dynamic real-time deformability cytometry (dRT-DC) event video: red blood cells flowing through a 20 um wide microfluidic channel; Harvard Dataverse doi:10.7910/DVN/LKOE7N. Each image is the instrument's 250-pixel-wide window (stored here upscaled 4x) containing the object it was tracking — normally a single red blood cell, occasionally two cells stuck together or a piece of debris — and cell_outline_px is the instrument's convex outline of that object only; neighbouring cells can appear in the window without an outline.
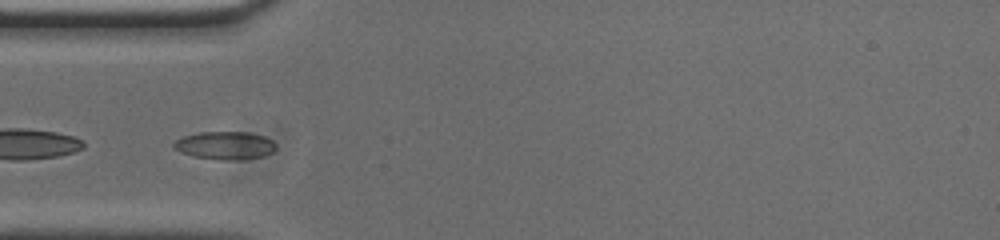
{"species": "common noctule bat (a hibernating species)", "species_latin": "Nyctalus noctula", "temperature_condition": "cold", "stored_images_in_passage": 51, "segment_of_instrument_passage": [2, 2], "camera_frame_rate_fps": 3000, "um_per_image_px": 0.085, "animal": {"sex": "male", "body_mass_g": 20.0, "forearm_length_mm": 53.3}, "frame": {"image": 1, "passage_image": 15, "time_ms": 4.667, "image_size_px": [1000, 240], "cell_outline_px": [[276, 148], [272, 152], [264, 156], [240, 160], [224, 160], [192, 156], [180, 152], [172, 148], [172, 144], [176, 140], [184, 136], [200, 132], [248, 132], [264, 136], [272, 140], [276, 144]], "centroid_in_image_um": [19.13, 12.37], "position_along_channel_um": 65.9, "area_um2": 16.76}}
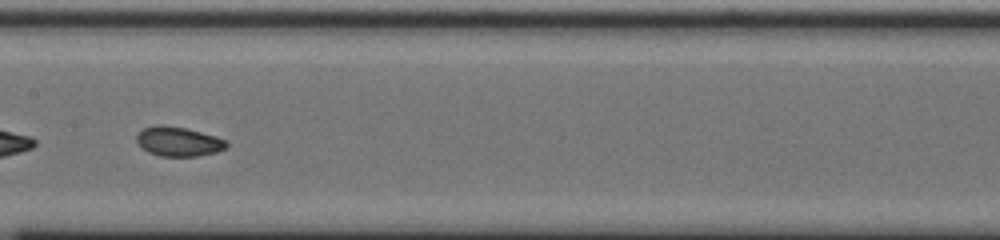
{"frame": {"image": 2, "passage_image": 25, "time_ms": 8.0, "image_size_px": [1000, 240], "cell_outline_px": [[228, 148], [216, 152], [200, 156], [160, 156], [148, 152], [136, 140], [136, 136], [144, 128], [156, 124], [164, 124], [184, 128], [216, 136], [228, 140]], "centroid_in_image_um": [15.21, 12.03], "position_along_channel_um": 192.2, "area_um2": 15.49}}
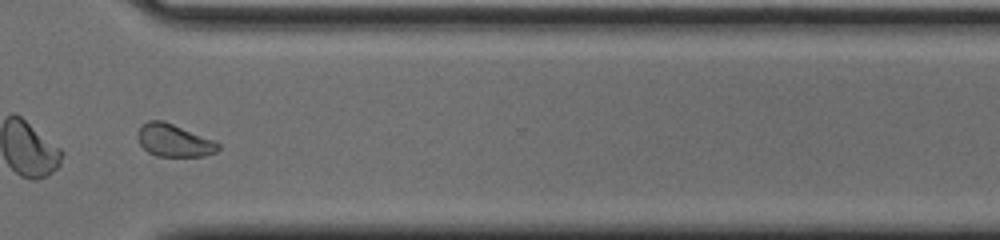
{"frame": {"image": 3, "passage_image": 38, "time_ms": 12.333, "image_size_px": [1000, 240], "cell_outline_px": [[220, 148], [216, 152], [204, 156], [156, 156], [148, 152], [140, 144], [136, 136], [140, 124], [148, 120], [164, 120], [212, 140], [220, 144]], "centroid_in_image_um": [14.74, 11.93], "position_along_channel_um": 355.9, "area_um2": 15.32}}